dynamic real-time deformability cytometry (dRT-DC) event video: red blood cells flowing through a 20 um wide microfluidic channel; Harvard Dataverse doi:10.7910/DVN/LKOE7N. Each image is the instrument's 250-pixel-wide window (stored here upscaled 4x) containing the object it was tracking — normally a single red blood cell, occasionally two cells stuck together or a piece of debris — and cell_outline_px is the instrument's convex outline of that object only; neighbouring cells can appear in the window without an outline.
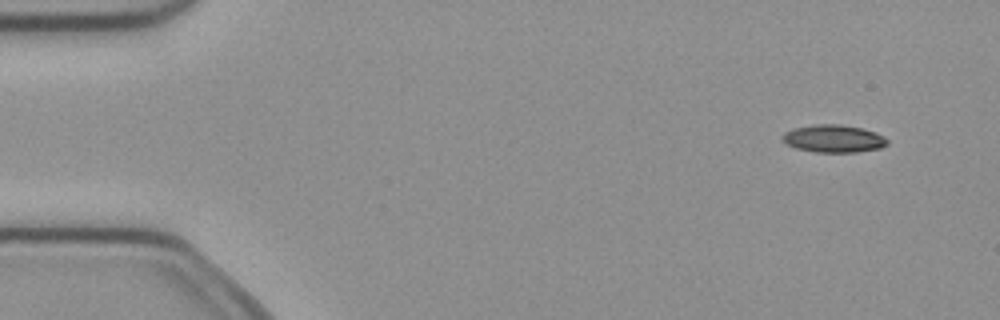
{"species": "common noctule bat (a hibernating species)", "species_latin": "Nyctalus noctula", "temperature_condition": "cold", "stored_images_in_passage": 5, "camera_frame_rate_fps": 3000, "um_per_image_px": 0.085, "animal": {"sex": "female", "body_mass_g": 21.9}, "frame": {"image": 1, "passage_image": 2, "time_ms": 0.333, "image_size_px": [1000, 320], "cell_outline_px": [[888, 144], [880, 148], [856, 152], [816, 152], [796, 148], [780, 140], [780, 136], [784, 132], [792, 128], [816, 124], [840, 124], [860, 128], [876, 132], [884, 136], [888, 140]], "centroid_in_image_um": [70.83, 11.78], "position_along_channel_um": 14.2, "area_um2": 16.99}}